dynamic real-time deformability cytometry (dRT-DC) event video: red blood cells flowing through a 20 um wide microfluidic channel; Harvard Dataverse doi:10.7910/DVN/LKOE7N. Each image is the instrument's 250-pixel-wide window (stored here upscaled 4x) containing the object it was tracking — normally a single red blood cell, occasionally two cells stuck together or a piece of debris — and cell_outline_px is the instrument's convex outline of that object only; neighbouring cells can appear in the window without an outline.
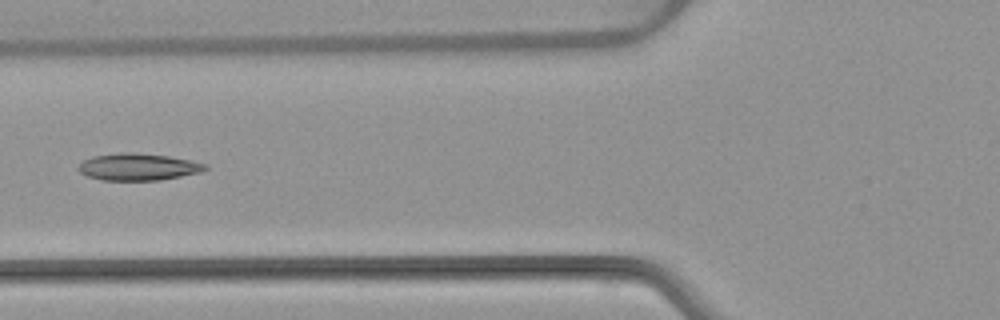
{"species": "common noctule bat (a hibernating species)", "species_latin": "Nyctalus noctula", "temperature_condition": "warm", "stored_images_in_passage": 5, "camera_frame_rate_fps": 3000, "um_per_image_px": 0.085, "animal": {"sex": "female", "body_mass_g": 22.7, "forearm_length_mm": 54.2}, "frame": {"image": 1, "passage_image": 5, "time_ms": 5.667, "image_size_px": [1000, 320], "cell_outline_px": [[208, 168], [200, 172], [160, 180], [104, 180], [88, 176], [80, 172], [76, 168], [84, 160], [92, 156], [120, 152], [132, 152], [168, 156], [208, 164]], "centroid_in_image_um": [11.73, 14.18], "position_along_channel_um": 114.1, "area_um2": 19.83}}